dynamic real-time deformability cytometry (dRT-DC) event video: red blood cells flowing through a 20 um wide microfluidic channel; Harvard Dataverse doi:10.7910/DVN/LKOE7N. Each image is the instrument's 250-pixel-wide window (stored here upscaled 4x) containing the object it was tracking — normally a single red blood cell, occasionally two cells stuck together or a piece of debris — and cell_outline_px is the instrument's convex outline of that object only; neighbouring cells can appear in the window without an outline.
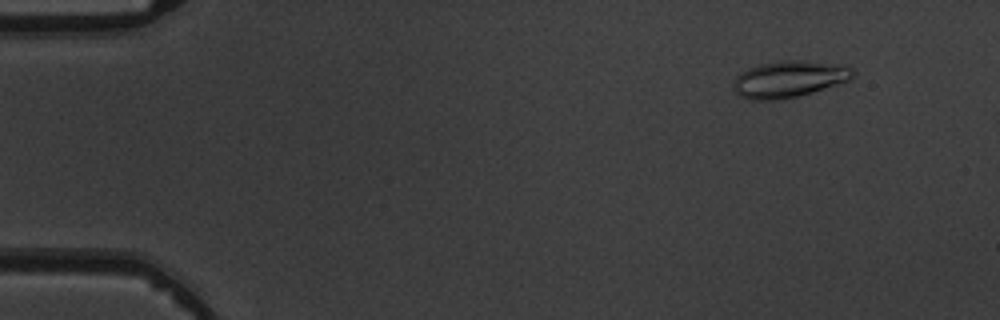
{"species": "common noctule bat (a hibernating species)", "species_latin": "Nyctalus noctula", "temperature_condition": "warm", "stored_images_in_passage": 4, "camera_frame_rate_fps": 3000, "um_per_image_px": 0.085, "animal": {"sex": "male", "body_mass_g": 19.5, "forearm_length_mm": 54.6}, "frame": {"image": 1, "passage_image": 2, "time_ms": 1.0, "image_size_px": [1000, 320], "cell_outline_px": [[856, 72], [848, 80], [812, 92], [784, 100], [748, 100], [740, 96], [736, 92], [736, 76], [740, 72], [748, 68], [760, 64], [780, 60], [808, 60], [844, 64], [852, 68]], "centroid_in_image_um": [67.1, 6.71], "position_along_channel_um": 17.9, "area_um2": 25.61}}